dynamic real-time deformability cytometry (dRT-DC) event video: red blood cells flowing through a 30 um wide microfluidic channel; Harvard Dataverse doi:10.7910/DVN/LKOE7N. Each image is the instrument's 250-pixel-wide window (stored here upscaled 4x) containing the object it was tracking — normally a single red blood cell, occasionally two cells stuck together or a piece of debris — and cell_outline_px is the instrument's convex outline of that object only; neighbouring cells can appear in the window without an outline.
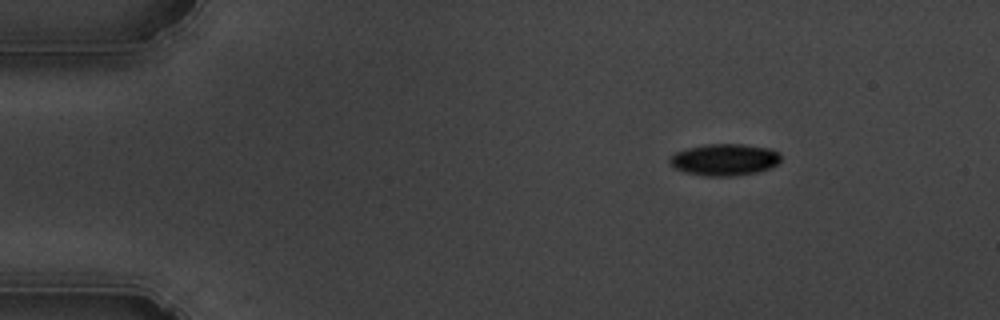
{"species": "common noctule bat (a hibernating species)", "species_latin": "Nyctalus noctula", "temperature_condition": "cold", "stored_images_in_passage": 7, "camera_frame_rate_fps": 3000, "um_per_image_px": 0.085, "animal": {"sex": "male", "body_mass_g": 19.5, "forearm_length_mm": 54.6}, "frame": {"image": 1, "passage_image": 1, "time_ms": 0.0, "image_size_px": [1000, 320], "cell_outline_px": [[780, 160], [776, 164], [768, 168], [756, 172], [732, 176], [704, 176], [672, 168], [668, 160], [676, 152], [688, 148], [704, 144], [740, 144], [772, 148], [780, 152]], "centroid_in_image_um": [61.58, 13.56], "position_along_channel_um": 23.4, "area_um2": 20.52}}